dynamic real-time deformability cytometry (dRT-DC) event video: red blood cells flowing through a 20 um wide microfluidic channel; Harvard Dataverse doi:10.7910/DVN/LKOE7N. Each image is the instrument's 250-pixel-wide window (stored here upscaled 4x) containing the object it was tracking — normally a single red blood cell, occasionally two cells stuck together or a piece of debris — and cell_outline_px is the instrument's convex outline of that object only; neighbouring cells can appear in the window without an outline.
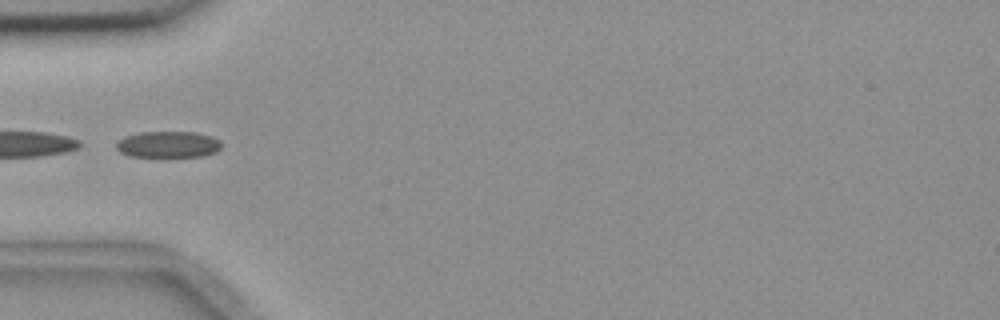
{"species": "common noctule bat (a hibernating species)", "species_latin": "Nyctalus noctula", "temperature_condition": "room temperature", "stored_images_in_passage": 6, "segment_of_instrument_passage": [2, 2], "camera_frame_rate_fps": 3000, "um_per_image_px": 0.085, "animal": {"sex": "female", "body_mass_g": 18.4}, "frame": {"image": 1, "passage_image": 4, "time_ms": 4.333, "image_size_px": [1000, 320], "cell_outline_px": [[220, 148], [216, 152], [204, 156], [128, 156], [120, 152], [116, 148], [116, 140], [124, 136], [140, 132], [196, 132], [212, 136], [220, 140]], "centroid_in_image_um": [14.27, 12.27], "position_along_channel_um": 70.7, "area_um2": 16.24}}
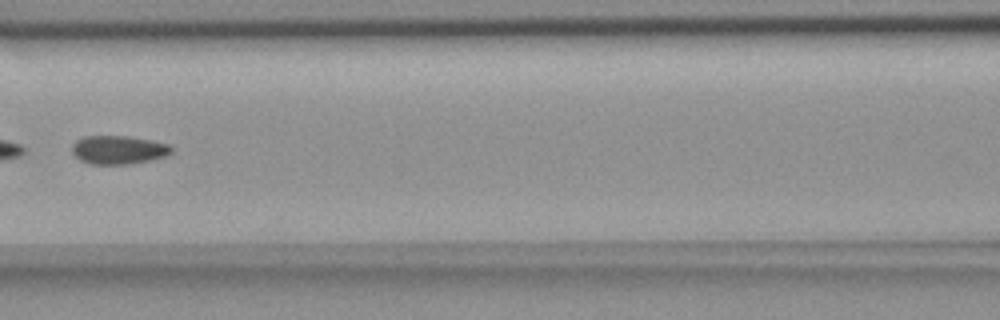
{"frame": {"image": 2, "passage_image": 6, "time_ms": 6.667, "image_size_px": [1000, 320], "cell_outline_px": [[172, 152], [164, 156], [148, 160], [128, 164], [92, 164], [80, 160], [72, 152], [72, 144], [76, 140], [84, 136], [128, 136], [152, 140], [168, 144], [172, 148]], "centroid_in_image_um": [10.04, 12.72], "position_along_channel_um": 156.6, "area_um2": 16.42}}